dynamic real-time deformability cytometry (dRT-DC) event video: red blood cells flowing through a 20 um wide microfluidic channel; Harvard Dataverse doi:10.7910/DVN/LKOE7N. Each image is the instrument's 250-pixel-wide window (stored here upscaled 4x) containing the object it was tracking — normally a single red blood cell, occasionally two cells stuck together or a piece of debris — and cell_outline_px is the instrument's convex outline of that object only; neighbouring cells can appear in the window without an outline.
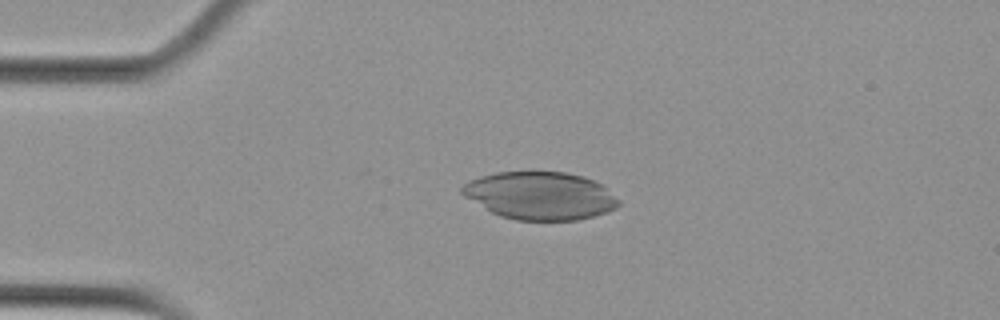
{"species": "Egyptian fruit bat (a non-hibernating species)", "species_latin": "Rousettus aegyptiacus", "temperature_condition": "cold", "stored_images_in_passage": 3, "camera_frame_rate_fps": 3000, "um_per_image_px": 0.085, "animal": {"sex": "female"}, "frame": {"image": 1, "passage_image": 2, "time_ms": 0.333, "image_size_px": [1000, 320], "cell_outline_px": [[620, 204], [616, 208], [592, 216], [576, 220], [516, 220], [500, 216], [492, 212], [464, 196], [460, 192], [460, 188], [464, 184], [480, 176], [496, 172], [532, 168], [564, 172], [584, 176], [600, 184], [620, 200]], "centroid_in_image_um": [45.88, 16.58], "position_along_channel_um": 39.1, "area_um2": 44.22}}